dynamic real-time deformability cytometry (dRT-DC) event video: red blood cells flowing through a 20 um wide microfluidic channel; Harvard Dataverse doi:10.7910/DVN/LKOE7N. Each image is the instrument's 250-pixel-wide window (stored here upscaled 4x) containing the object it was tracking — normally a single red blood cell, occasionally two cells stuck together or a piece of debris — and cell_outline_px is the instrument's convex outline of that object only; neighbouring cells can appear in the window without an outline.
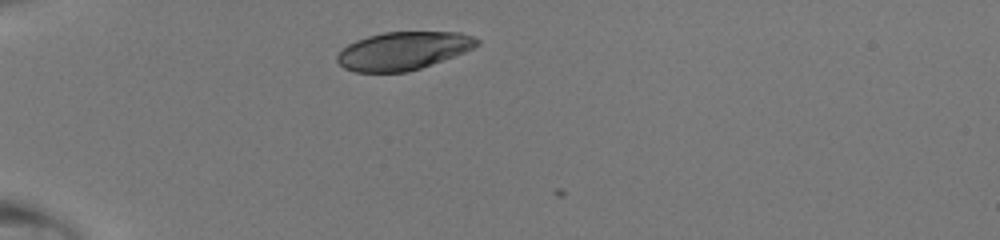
{"species": "human", "species_latin": "Homo sapiens", "temperature_condition": "room temperature", "stored_images_in_passage": 34, "camera_frame_rate_fps": 3000, "um_per_image_px": 0.085, "donor": {"sex": "male"}, "frame": {"image": 1, "passage_image": 1, "time_ms": 0.0, "image_size_px": [1000, 240], "cell_outline_px": [[480, 44], [464, 52], [432, 64], [408, 72], [356, 72], [344, 68], [336, 60], [336, 56], [348, 44], [356, 40], [368, 36], [384, 32], [460, 32], [472, 36], [480, 40]], "centroid_in_image_um": [34.27, 4.32], "position_along_channel_um": 50.7, "area_um2": 30.87}}
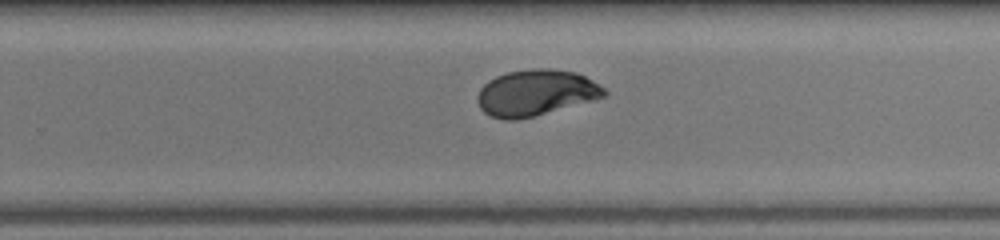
{"frame": {"image": 2, "passage_image": 19, "time_ms": 6.0, "image_size_px": [1000, 240], "cell_outline_px": [[608, 96], [532, 116], [516, 120], [504, 120], [492, 116], [484, 112], [480, 108], [476, 96], [480, 88], [488, 80], [496, 76], [508, 72], [532, 68], [548, 68], [576, 72], [600, 84], [608, 92]], "centroid_in_image_um": [45.54, 7.87], "position_along_channel_um": 284.3, "area_um2": 33.99}}
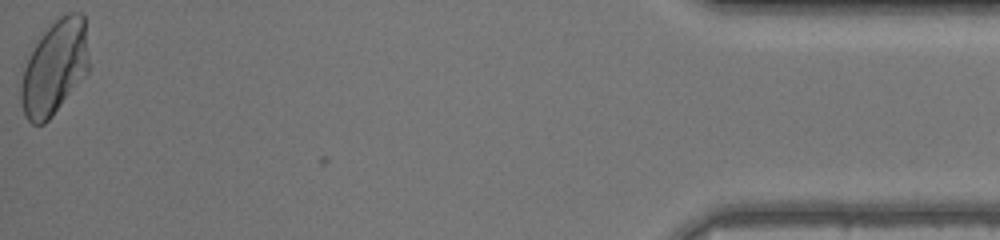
{"frame": {"image": 3, "passage_image": 34, "time_ms": 11.0, "image_size_px": [1000, 240], "cell_outline_px": [[88, 72], [52, 116], [44, 124], [32, 124], [24, 116], [20, 100], [20, 84], [24, 68], [36, 44], [44, 32], [60, 16], [68, 12], [80, 12], [84, 16], [88, 60]], "centroid_in_image_um": [4.63, 5.78], "position_along_channel_um": 430.6, "area_um2": 36.82}}